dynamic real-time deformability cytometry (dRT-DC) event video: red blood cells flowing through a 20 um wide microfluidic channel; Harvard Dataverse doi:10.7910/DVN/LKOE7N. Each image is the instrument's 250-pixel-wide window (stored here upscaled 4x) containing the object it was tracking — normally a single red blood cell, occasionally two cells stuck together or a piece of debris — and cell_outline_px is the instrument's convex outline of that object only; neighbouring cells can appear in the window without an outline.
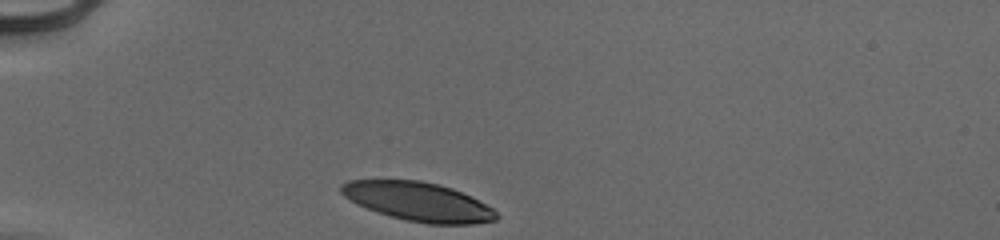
{"species": "human", "species_latin": "Homo sapiens", "temperature_condition": "cold", "stored_images_in_passage": 30, "camera_frame_rate_fps": 3000, "um_per_image_px": 0.085, "donor": {"sex": "male"}, "frame": {"image": 1, "passage_image": 1, "time_ms": 0.0, "image_size_px": [1000, 240], "cell_outline_px": [[500, 216], [496, 220], [472, 224], [428, 224], [408, 220], [376, 212], [356, 204], [344, 196], [340, 192], [340, 184], [348, 180], [420, 180], [440, 184], [452, 188], [492, 208]], "centroid_in_image_um": [35.51, 17.13], "position_along_channel_um": 49.5, "area_um2": 34.97}}
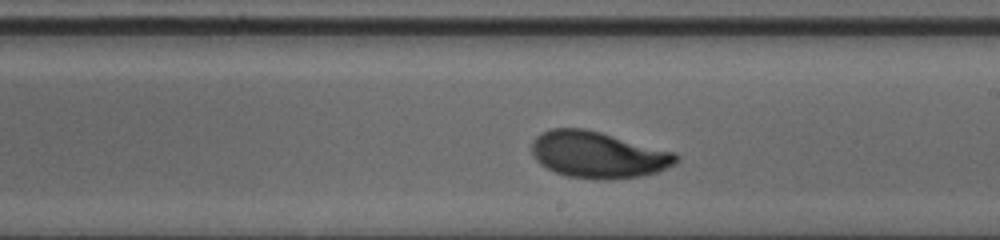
{"frame": {"image": 2, "passage_image": 18, "time_ms": 5.667, "image_size_px": [1000, 240], "cell_outline_px": [[680, 160], [676, 164], [656, 172], [640, 176], [608, 180], [604, 180], [568, 176], [556, 172], [540, 164], [536, 160], [532, 152], [532, 140], [540, 132], [552, 128], [584, 128], [600, 132], [676, 152], [680, 156]], "centroid_in_image_um": [50.85, 13.15], "position_along_channel_um": 238.1, "area_um2": 39.25}}
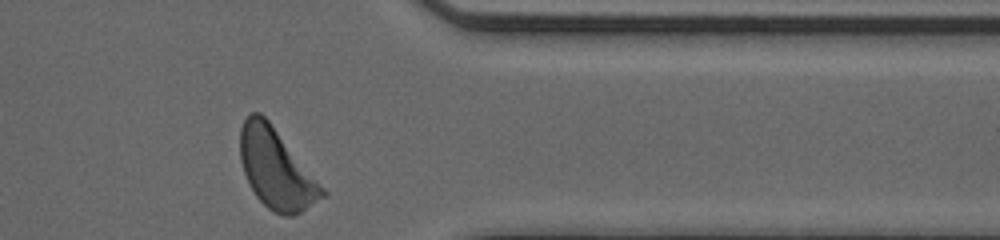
{"frame": {"image": 3, "passage_image": 30, "time_ms": 9.667, "image_size_px": [1000, 240], "cell_outline_px": [[328, 192], [324, 196], [300, 212], [292, 216], [284, 216], [272, 212], [256, 196], [248, 184], [240, 160], [240, 128], [248, 112], [260, 112], [268, 120]], "centroid_in_image_um": [23.45, 14.35], "position_along_channel_um": 388.0, "area_um2": 37.92}, "authors_computed_cell_mechanics": {"area_um2": 37.5411, "velocity_mm_per_s": 3.9109, "shape_relaxation_time_tau1_ms": 2.2255, "shape_relaxation_time_tau2_ms": 2.4214, "deformation_change_tau1": 0.1419, "deformation_change_tau2": 0.0821}}